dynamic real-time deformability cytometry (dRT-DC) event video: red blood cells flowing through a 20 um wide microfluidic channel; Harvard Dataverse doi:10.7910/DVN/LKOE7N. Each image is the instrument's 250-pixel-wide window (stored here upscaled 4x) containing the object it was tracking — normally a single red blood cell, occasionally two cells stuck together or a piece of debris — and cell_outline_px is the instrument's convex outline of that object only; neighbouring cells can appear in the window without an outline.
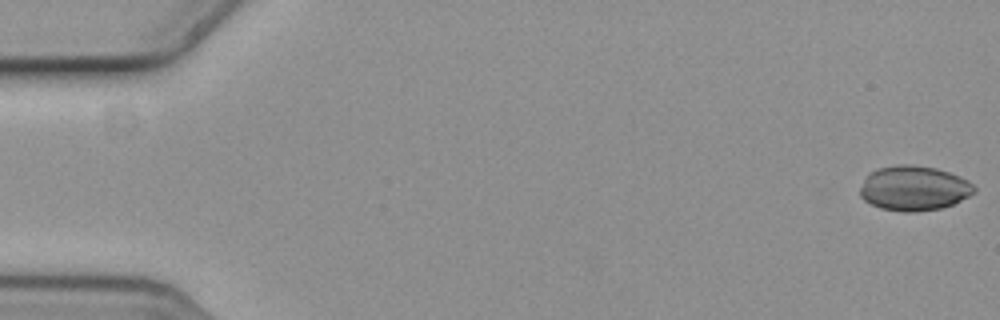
{"species": "common noctule bat (a hibernating species)", "species_latin": "Nyctalus noctula", "temperature_condition": "cold", "stored_images_in_passage": 8, "camera_frame_rate_fps": 3000, "um_per_image_px": 0.085, "animal": {"sex": "female", "body_mass_g": 19.3, "forearm_length_mm": 54.1}, "frame": {"image": 1, "passage_image": 1, "time_ms": 0.0, "image_size_px": [1000, 320], "cell_outline_px": [[976, 192], [952, 204], [940, 208], [912, 212], [904, 212], [880, 208], [864, 200], [860, 196], [860, 188], [864, 180], [876, 168], [896, 164], [908, 164], [936, 168], [960, 176], [972, 184], [976, 188]], "centroid_in_image_um": [77.67, 15.99], "position_along_channel_um": 7.3, "area_um2": 29.65}}
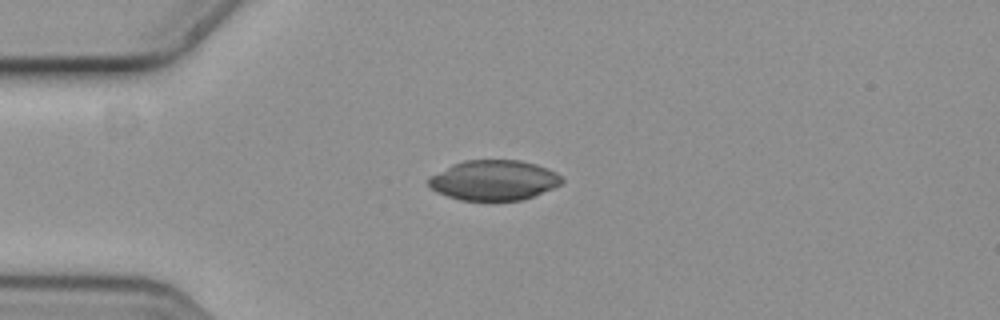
{"frame": {"image": 2, "passage_image": 5, "time_ms": 1.333, "image_size_px": [1000, 320], "cell_outline_px": [[564, 180], [560, 184], [552, 188], [524, 200], [492, 204], [484, 204], [460, 200], [436, 192], [428, 184], [428, 180], [432, 176], [452, 164], [464, 160], [520, 160], [536, 164], [548, 168], [556, 172]], "centroid_in_image_um": [41.98, 15.37], "position_along_channel_um": 43.0, "area_um2": 32.02}}